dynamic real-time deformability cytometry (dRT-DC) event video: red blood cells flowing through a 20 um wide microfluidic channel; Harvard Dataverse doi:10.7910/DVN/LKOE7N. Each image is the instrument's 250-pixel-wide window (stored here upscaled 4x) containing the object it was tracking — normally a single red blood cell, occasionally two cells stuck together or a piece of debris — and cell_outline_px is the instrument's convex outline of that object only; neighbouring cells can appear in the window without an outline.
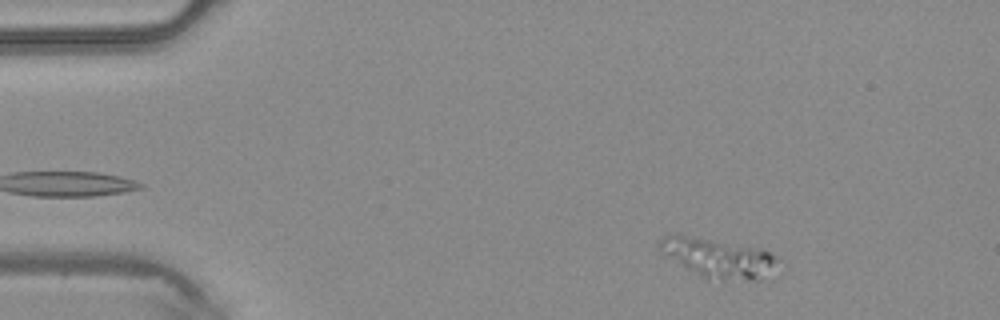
{"species": "common noctule bat (a hibernating species)", "species_latin": "Nyctalus noctula", "temperature_condition": "warm", "stored_images_in_passage": 3, "camera_frame_rate_fps": 3000, "um_per_image_px": 0.085, "animal": {"sex": "male", "body_mass_g": 20.4}, "frame": {"image": 1, "passage_image": 3, "time_ms": 0.667, "image_size_px": [1000, 320], "cell_outline_px": [[772, 260], [752, 280], [704, 280], [664, 256], [656, 248], [660, 240], [668, 232], [672, 232], [752, 248], [768, 252], [772, 256]], "centroid_in_image_um": [60.65, 21.89], "position_along_channel_um": 24.4, "area_um2": 25.78}}